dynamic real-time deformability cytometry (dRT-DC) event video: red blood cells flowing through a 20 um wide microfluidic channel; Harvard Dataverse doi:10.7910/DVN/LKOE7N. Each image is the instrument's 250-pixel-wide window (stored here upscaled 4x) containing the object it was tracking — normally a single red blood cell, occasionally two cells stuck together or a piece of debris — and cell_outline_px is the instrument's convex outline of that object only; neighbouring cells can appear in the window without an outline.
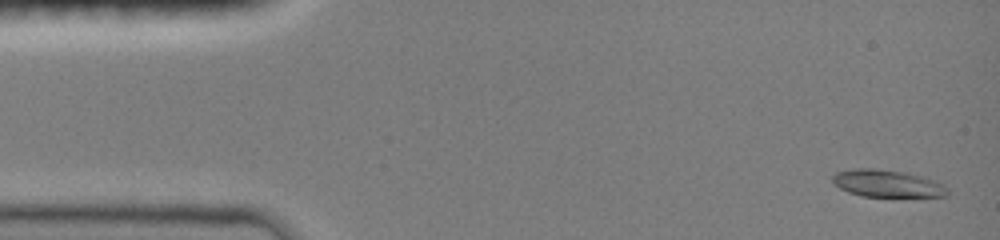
{"species": "common noctule bat (a hibernating species)", "species_latin": "Nyctalus noctula", "temperature_condition": "room temperature", "stored_images_in_passage": 49, "camera_frame_rate_fps": 3000, "um_per_image_px": 0.085, "animal": {"sex": "female", "body_mass_g": 19.0, "forearm_length_mm": 51.5}, "frame": {"image": 1, "passage_image": 2, "time_ms": 0.333, "image_size_px": [1000, 240], "cell_outline_px": [[948, 196], [860, 196], [848, 192], [840, 188], [832, 180], [832, 176], [836, 172], [856, 168], [876, 168], [908, 172], [944, 184], [948, 188]], "centroid_in_image_um": [75.41, 15.58], "position_along_channel_um": 9.6, "area_um2": 18.21}}
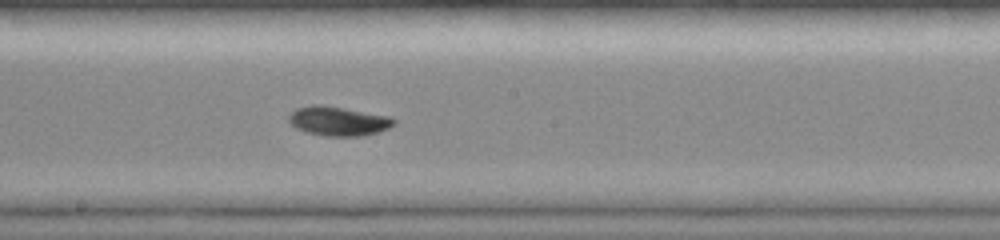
{"frame": {"image": 2, "passage_image": 26, "time_ms": 8.333, "image_size_px": [1000, 240], "cell_outline_px": [[396, 124], [388, 128], [364, 136], [328, 136], [308, 132], [296, 128], [288, 120], [288, 116], [296, 108], [312, 104], [320, 104], [392, 116], [396, 120]], "centroid_in_image_um": [28.78, 10.28], "position_along_channel_um": 219.4, "area_um2": 17.98}}
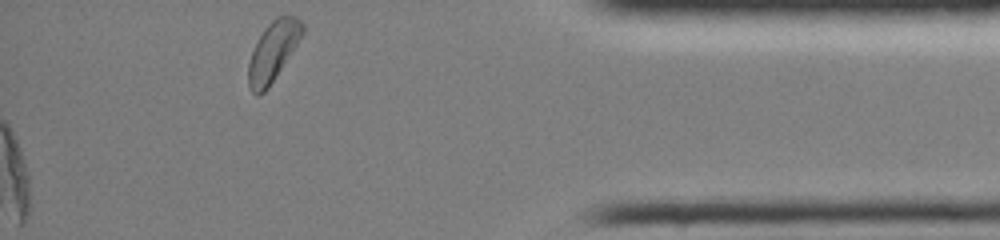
{"frame": {"image": 3, "passage_image": 49, "time_ms": 16.0, "image_size_px": [1000, 240], "cell_outline_px": [[304, 32], [268, 88], [260, 96], [256, 96], [252, 92], [248, 84], [248, 64], [256, 40], [264, 28], [276, 16], [296, 16], [304, 24]], "centroid_in_image_um": [23.18, 4.36], "position_along_channel_um": 412.0, "area_um2": 18.61}, "authors_computed_cell_mechanics": {"area_um2": 17.4556, "velocity_mm_per_s": 4.0107, "shape_relaxation_time_tau1_ms": 3.3435, "shape_relaxation_time_tau2_ms": null, "deformation_change_tau1": 0.1399, "deformation_change_tau2": null}}